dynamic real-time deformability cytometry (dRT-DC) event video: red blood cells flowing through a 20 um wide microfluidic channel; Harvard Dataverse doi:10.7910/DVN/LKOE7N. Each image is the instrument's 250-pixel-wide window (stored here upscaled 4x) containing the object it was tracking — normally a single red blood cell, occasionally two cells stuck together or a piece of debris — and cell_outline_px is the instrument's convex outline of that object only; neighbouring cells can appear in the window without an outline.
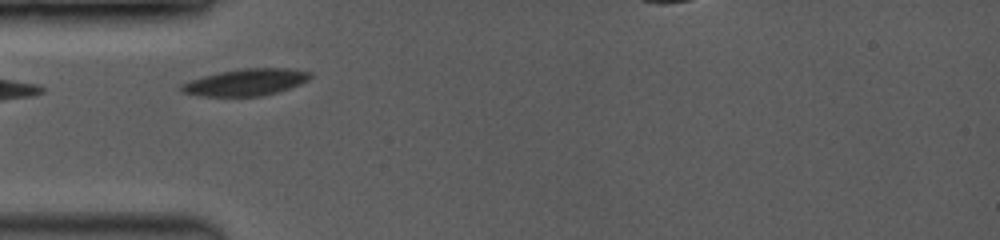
{"species": "common noctule bat (a hibernating species)", "species_latin": "Nyctalus noctula", "temperature_condition": "room temperature", "stored_images_in_passage": 33, "camera_frame_rate_fps": 3500, "um_per_image_px": 0.085, "animal": {"sex": "female", "body_mass_g": 19.0, "forearm_length_mm": 53.3}, "frame": {"image": 1, "passage_image": 1, "time_ms": 0.0, "image_size_px": [1000, 240], "cell_outline_px": [[312, 76], [308, 80], [300, 84], [276, 92], [260, 96], [200, 96], [180, 92], [180, 84], [204, 76], [220, 72], [240, 68], [288, 68], [312, 72]], "centroid_in_image_um": [20.89, 6.99], "position_along_channel_um": 64.1, "area_um2": 20.06}}
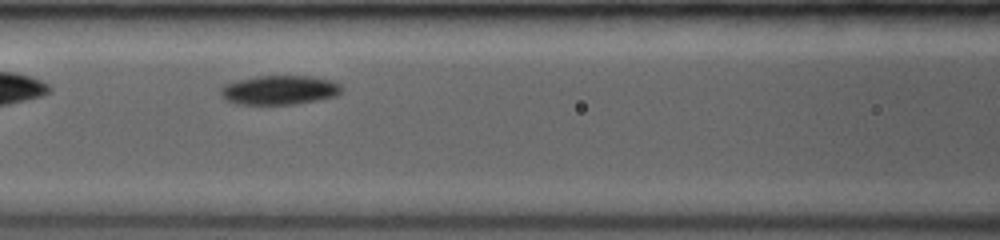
{"frame": {"image": 2, "passage_image": 8, "time_ms": 2.0, "image_size_px": [1000, 240], "cell_outline_px": [[340, 92], [336, 96], [296, 104], [236, 104], [220, 96], [220, 88], [224, 84], [236, 80], [256, 76], [312, 76], [332, 80], [340, 84]], "centroid_in_image_um": [23.72, 7.64], "position_along_channel_um": 142.9, "area_um2": 20.63}}
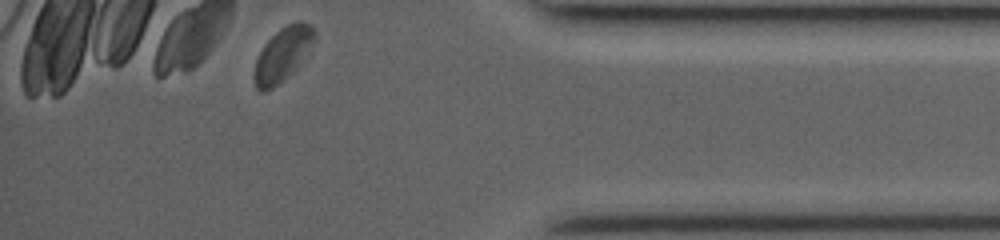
{"frame": {"image": 3, "passage_image": 33, "time_ms": 9.143, "image_size_px": [1000, 240], "cell_outline_px": [[316, 40], [312, 52], [288, 76], [272, 88], [264, 92], [260, 92], [256, 88], [252, 76], [252, 72], [256, 60], [264, 44], [280, 28], [296, 20], [300, 20], [308, 24], [316, 32]], "centroid_in_image_um": [24.06, 4.62], "position_along_channel_um": 411.1, "area_um2": 19.42}, "authors_computed_cell_mechanics": {"area_um2": 20.0566, "velocity_mm_per_s": 3.9928, "shape_relaxation_time_tau1_ms": 2.0301, "shape_relaxation_time_tau2_ms": 1.9645, "deformation_change_tau1": 0.055, "deformation_change_tau2": 0.0237}}